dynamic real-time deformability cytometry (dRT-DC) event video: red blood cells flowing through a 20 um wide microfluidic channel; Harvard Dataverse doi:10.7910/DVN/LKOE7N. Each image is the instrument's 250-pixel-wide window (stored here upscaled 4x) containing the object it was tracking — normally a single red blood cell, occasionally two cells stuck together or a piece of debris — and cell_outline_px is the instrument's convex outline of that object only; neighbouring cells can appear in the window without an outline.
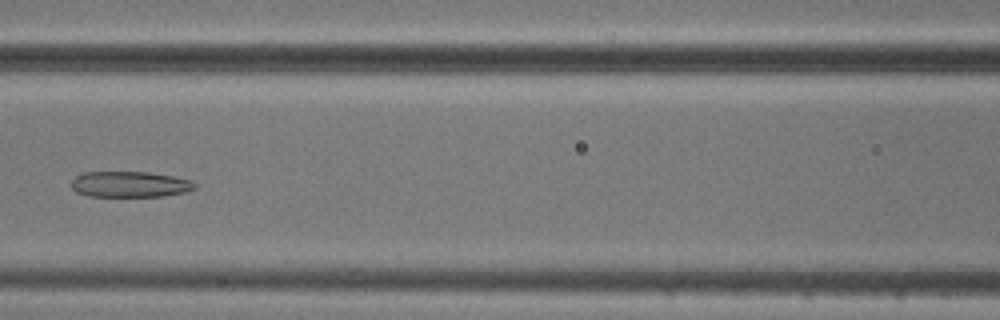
{"species": "common noctule bat (a hibernating species)", "species_latin": "Nyctalus noctula", "temperature_condition": "cold", "stored_images_in_passage": 6, "camera_frame_rate_fps": 3000, "um_per_image_px": 0.085, "animal": {"sex": "male", "body_mass_g": 20.5, "forearm_length_mm": 52.5}, "frame": {"image": 1, "passage_image": 6, "time_ms": 6.0, "image_size_px": [1000, 320], "cell_outline_px": [[196, 188], [184, 192], [164, 196], [88, 196], [76, 192], [68, 184], [76, 176], [84, 172], [148, 172], [172, 176], [192, 180], [196, 184]], "centroid_in_image_um": [11.01, 15.66], "position_along_channel_um": 155.6, "area_um2": 18.67}}